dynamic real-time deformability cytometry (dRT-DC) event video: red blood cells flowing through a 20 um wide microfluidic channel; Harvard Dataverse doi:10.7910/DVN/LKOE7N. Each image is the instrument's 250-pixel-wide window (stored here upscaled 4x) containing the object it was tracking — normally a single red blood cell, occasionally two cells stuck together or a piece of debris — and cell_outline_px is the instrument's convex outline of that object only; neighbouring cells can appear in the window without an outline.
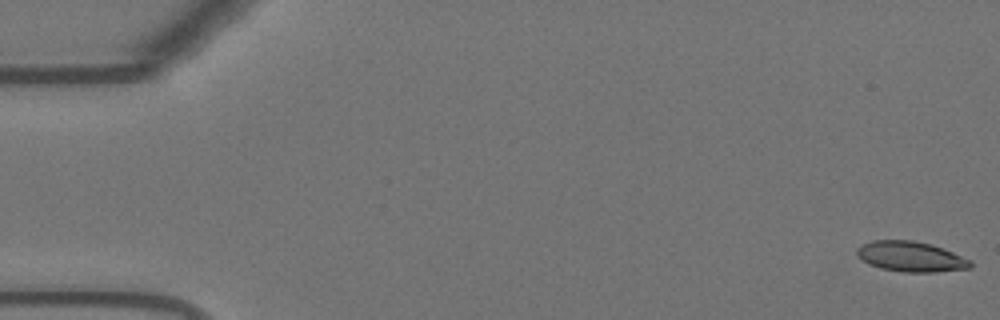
{"species": "Egyptian fruit bat (a non-hibernating species)", "species_latin": "Rousettus aegyptiacus", "temperature_condition": "warm", "stored_images_in_passage": 49, "camera_frame_rate_fps": 3000, "um_per_image_px": 0.085, "animal": {"sex": "female"}, "frame": {"image": 1, "passage_image": 1, "time_ms": 0.0, "image_size_px": [1000, 320], "cell_outline_px": [[972, 268], [936, 272], [900, 272], [880, 268], [868, 264], [856, 256], [856, 248], [860, 244], [872, 240], [912, 240], [932, 244], [944, 248], [972, 260]], "centroid_in_image_um": [77.41, 21.81], "position_along_channel_um": 7.6, "area_um2": 20.46}}
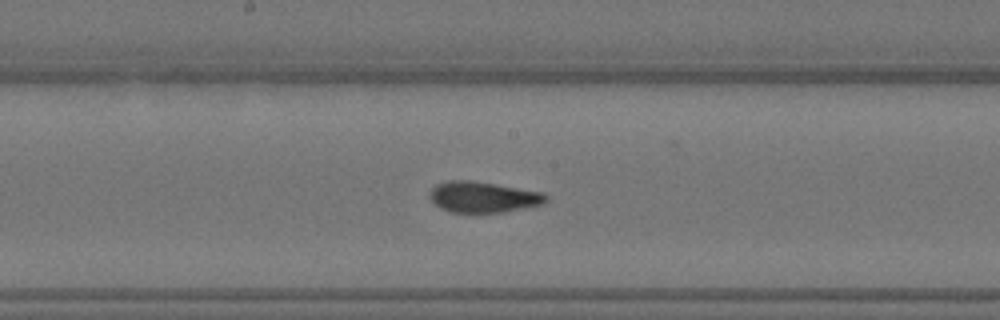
{"frame": {"image": 2, "passage_image": 29, "time_ms": 9.333, "image_size_px": [1000, 320], "cell_outline_px": [[548, 200], [544, 204], [504, 212], [452, 212], [440, 208], [428, 196], [428, 192], [436, 184], [448, 180], [472, 180], [544, 192], [548, 196]], "centroid_in_image_um": [41.08, 16.74], "position_along_channel_um": 207.1, "area_um2": 21.1}}
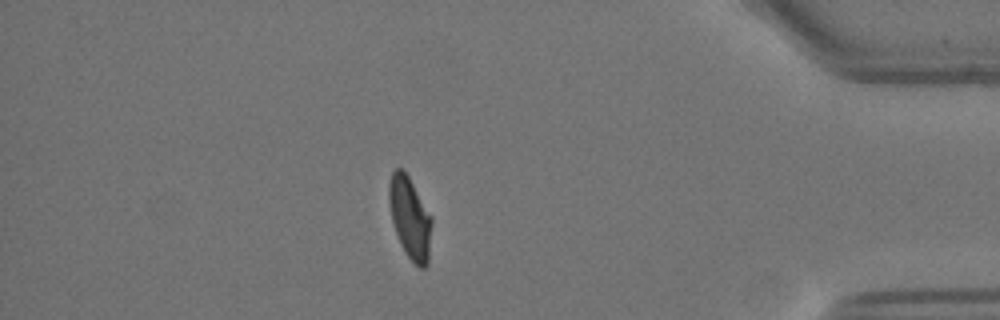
{"frame": {"image": 3, "passage_image": 48, "time_ms": 15.667, "image_size_px": [1000, 320], "cell_outline_px": [[432, 224], [428, 264], [424, 268], [420, 268], [408, 256], [400, 244], [392, 220], [388, 200], [388, 184], [392, 172], [396, 168], [400, 168], [408, 176], [432, 216]], "centroid_in_image_um": [34.85, 18.51], "position_along_channel_um": 400.4, "area_um2": 20.29}}